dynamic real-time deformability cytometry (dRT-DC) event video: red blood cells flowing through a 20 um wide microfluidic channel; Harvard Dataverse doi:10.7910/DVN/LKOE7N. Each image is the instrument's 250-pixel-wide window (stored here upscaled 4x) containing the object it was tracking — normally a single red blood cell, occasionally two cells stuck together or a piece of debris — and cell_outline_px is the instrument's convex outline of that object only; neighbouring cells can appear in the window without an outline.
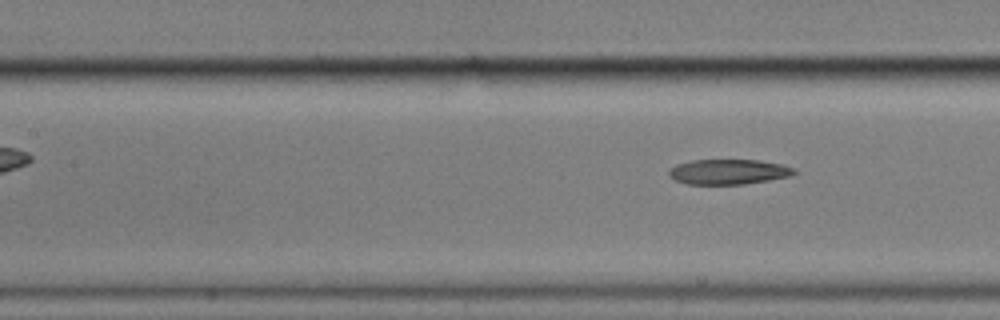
{"species": "common noctule bat (a hibernating species)", "species_latin": "Nyctalus noctula", "temperature_condition": "cold", "stored_images_in_passage": 10, "segment_of_instrument_passage": [2, 2], "camera_frame_rate_fps": 3000, "um_per_image_px": 0.085, "animal": {"sex": "male", "body_mass_g": 17.9}, "frame": {"image": 1, "passage_image": 10, "time_ms": 11.667, "image_size_px": [1000, 320], "cell_outline_px": [[800, 172], [792, 176], [744, 184], [688, 184], [676, 180], [668, 176], [668, 172], [676, 164], [692, 160], [760, 160], [780, 164], [796, 168]], "centroid_in_image_um": [61.97, 14.6], "position_along_channel_um": 145.4, "area_um2": 18.44}}